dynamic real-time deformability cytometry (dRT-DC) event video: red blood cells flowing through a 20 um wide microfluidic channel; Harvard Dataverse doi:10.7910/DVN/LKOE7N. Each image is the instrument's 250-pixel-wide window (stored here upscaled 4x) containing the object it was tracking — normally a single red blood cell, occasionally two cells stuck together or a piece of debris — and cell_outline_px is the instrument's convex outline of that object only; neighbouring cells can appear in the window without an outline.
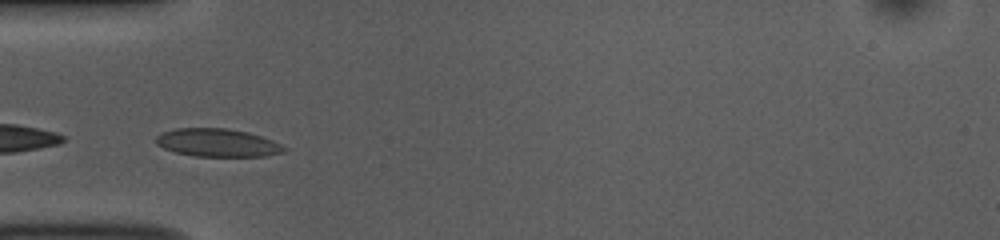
{"species": "common noctule bat (a hibernating species)", "species_latin": "Nyctalus noctula", "temperature_condition": "room temperature", "stored_images_in_passage": 36, "camera_frame_rate_fps": 3000, "um_per_image_px": 0.085, "animal": {"sex": "female", "body_mass_g": 10.0, "forearm_length_mm": 53.1}, "frame": {"image": 1, "passage_image": 5, "time_ms": 1.333, "image_size_px": [1000, 240], "cell_outline_px": [[288, 148], [284, 152], [268, 156], [196, 156], [176, 152], [164, 148], [156, 144], [156, 136], [160, 132], [176, 128], [228, 128], [248, 132], [272, 140]], "centroid_in_image_um": [18.49, 12.12], "position_along_channel_um": 66.5, "area_um2": 20.98}}
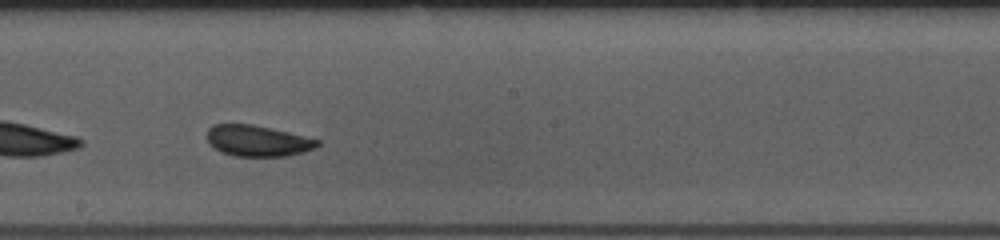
{"frame": {"image": 2, "passage_image": 18, "time_ms": 5.667, "image_size_px": [1000, 240], "cell_outline_px": [[320, 144], [304, 152], [288, 156], [232, 156], [220, 152], [208, 144], [208, 128], [212, 124], [252, 124], [272, 128], [320, 140]], "centroid_in_image_um": [21.86, 11.97], "position_along_channel_um": 226.3, "area_um2": 20.06}}
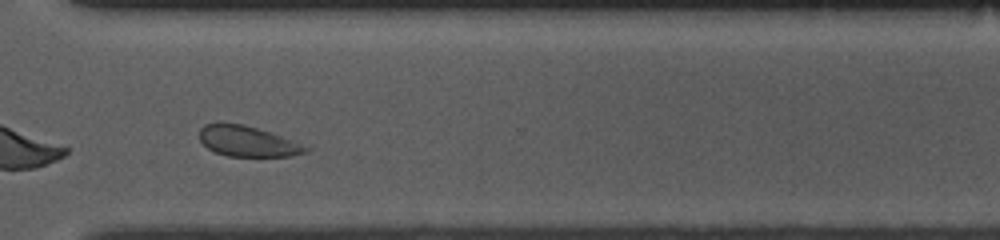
{"frame": {"image": 3, "passage_image": 28, "time_ms": 9.0, "image_size_px": [1000, 240], "cell_outline_px": [[312, 148], [308, 152], [292, 156], [228, 156], [216, 152], [208, 148], [200, 140], [200, 128], [204, 124], [220, 120], [244, 124], [272, 132], [312, 144]], "centroid_in_image_um": [21.16, 11.97], "position_along_channel_um": 349.4, "area_um2": 19.94}, "authors_computed_cell_mechanics": {"area_um2": 20.0566, "velocity_mm_per_s": 3.6916, "shape_relaxation_time_tau1_ms": 3.4577, "shape_relaxation_time_tau2_ms": null, "deformation_change_tau1": 0.0689, "deformation_change_tau2": null}}